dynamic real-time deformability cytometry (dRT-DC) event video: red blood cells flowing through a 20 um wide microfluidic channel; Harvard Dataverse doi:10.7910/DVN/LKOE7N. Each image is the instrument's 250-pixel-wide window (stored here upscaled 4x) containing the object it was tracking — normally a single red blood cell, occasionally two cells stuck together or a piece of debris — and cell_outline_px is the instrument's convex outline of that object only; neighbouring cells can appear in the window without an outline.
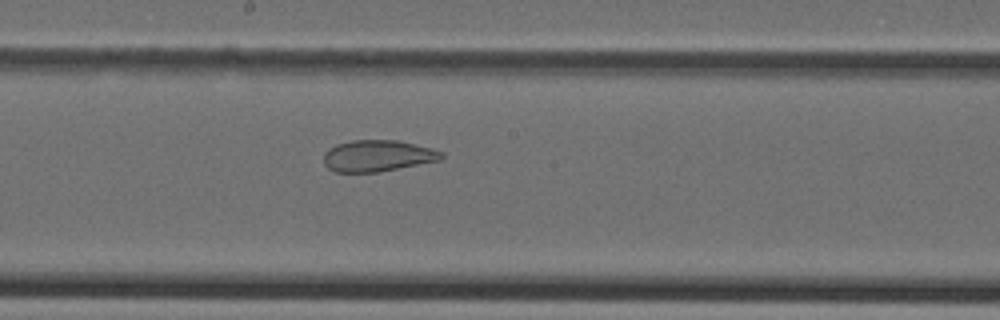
{"species": "Egyptian fruit bat (a non-hibernating species)", "species_latin": "Rousettus aegyptiacus", "temperature_condition": "cold", "stored_images_in_passage": 37, "camera_frame_rate_fps": 3000, "um_per_image_px": 0.085, "animal": {"sex": "female"}, "frame": {"image": 1, "passage_image": 16, "time_ms": 5.0, "image_size_px": [1000, 320], "cell_outline_px": [[444, 156], [440, 160], [380, 172], [336, 172], [328, 168], [324, 164], [324, 152], [328, 148], [336, 144], [352, 140], [396, 140], [432, 148], [444, 152]], "centroid_in_image_um": [32.09, 13.24], "position_along_channel_um": 216.1, "area_um2": 21.68}}
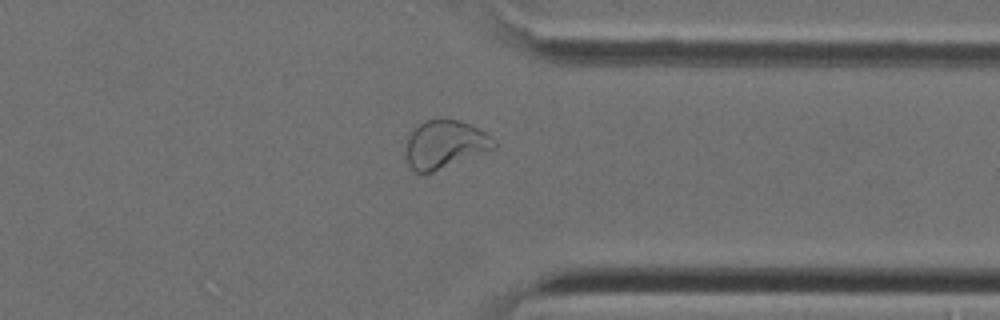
{"frame": {"image": 2, "passage_image": 27, "time_ms": 8.667, "image_size_px": [1000, 320], "cell_outline_px": [[496, 148], [432, 172], [416, 172], [408, 164], [408, 136], [424, 120], [460, 120], [484, 132], [496, 140]], "centroid_in_image_um": [37.86, 12.27], "position_along_channel_um": 373.5, "area_um2": 23.93}}
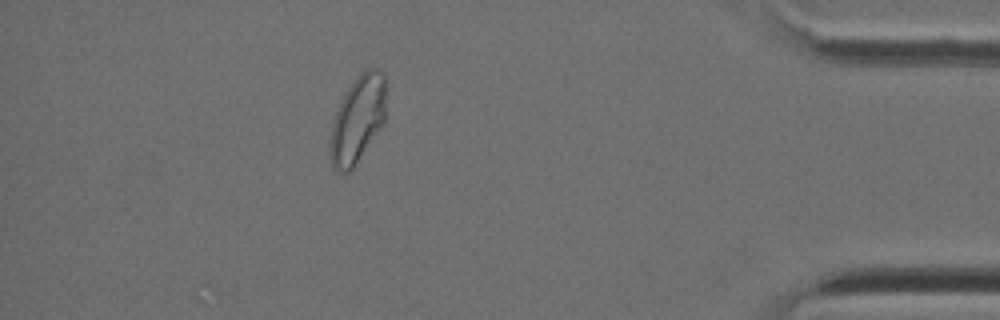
{"frame": {"image": 3, "passage_image": 32, "time_ms": 10.333, "image_size_px": [1000, 320], "cell_outline_px": [[384, 124], [352, 168], [348, 172], [336, 172], [332, 168], [328, 152], [332, 124], [336, 112], [348, 88], [360, 72], [364, 68], [376, 68], [384, 76]], "centroid_in_image_um": [30.36, 10.18], "position_along_channel_um": 404.8, "area_um2": 28.03}}